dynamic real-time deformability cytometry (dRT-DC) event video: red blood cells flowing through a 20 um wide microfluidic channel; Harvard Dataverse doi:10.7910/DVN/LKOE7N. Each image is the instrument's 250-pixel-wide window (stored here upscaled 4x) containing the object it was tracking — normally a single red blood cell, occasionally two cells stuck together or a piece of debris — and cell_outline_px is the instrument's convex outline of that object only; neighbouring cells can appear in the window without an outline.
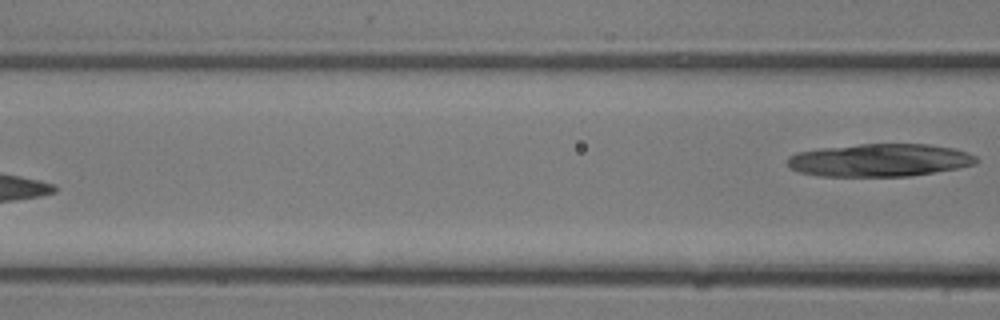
{"species": "common noctule bat (a hibernating species)", "species_latin": "Nyctalus noctula", "temperature_condition": "room temperature", "stored_images_in_passage": 11, "segment_of_instrument_passage": [2, 2], "camera_frame_rate_fps": 3000, "um_per_image_px": 0.085, "animal": {"sex": "male", "body_mass_g": 13.3}, "frame": {"image": 1, "passage_image": 11, "time_ms": 3.333, "image_size_px": [1000, 320], "cell_outline_px": [[980, 160], [976, 164], [960, 168], [908, 176], [816, 176], [800, 172], [788, 168], [788, 156], [796, 152], [820, 148], [860, 144], [928, 144], [952, 148], [968, 152], [976, 156]], "centroid_in_image_um": [74.77, 13.61], "position_along_channel_um": 91.8, "area_um2": 36.36}}